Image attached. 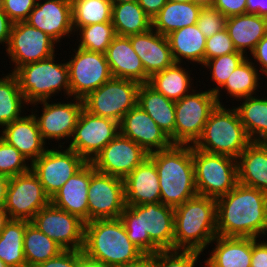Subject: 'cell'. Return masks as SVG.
<instances>
[{"instance_id":"62","label":"cell","mask_w":267,"mask_h":267,"mask_svg":"<svg viewBox=\"0 0 267 267\" xmlns=\"http://www.w3.org/2000/svg\"><path fill=\"white\" fill-rule=\"evenodd\" d=\"M0 267H7V266L0 260Z\"/></svg>"},{"instance_id":"27","label":"cell","mask_w":267,"mask_h":267,"mask_svg":"<svg viewBox=\"0 0 267 267\" xmlns=\"http://www.w3.org/2000/svg\"><path fill=\"white\" fill-rule=\"evenodd\" d=\"M204 267H250L252 238L223 237L217 235L209 244L213 246Z\"/></svg>"},{"instance_id":"4","label":"cell","mask_w":267,"mask_h":267,"mask_svg":"<svg viewBox=\"0 0 267 267\" xmlns=\"http://www.w3.org/2000/svg\"><path fill=\"white\" fill-rule=\"evenodd\" d=\"M217 235L216 199L197 195L174 208V249L203 253Z\"/></svg>"},{"instance_id":"48","label":"cell","mask_w":267,"mask_h":267,"mask_svg":"<svg viewBox=\"0 0 267 267\" xmlns=\"http://www.w3.org/2000/svg\"><path fill=\"white\" fill-rule=\"evenodd\" d=\"M212 6L226 18L247 13L246 0H214Z\"/></svg>"},{"instance_id":"6","label":"cell","mask_w":267,"mask_h":267,"mask_svg":"<svg viewBox=\"0 0 267 267\" xmlns=\"http://www.w3.org/2000/svg\"><path fill=\"white\" fill-rule=\"evenodd\" d=\"M217 105L210 113L202 135L193 145L196 149L237 159L251 143L237 110Z\"/></svg>"},{"instance_id":"51","label":"cell","mask_w":267,"mask_h":267,"mask_svg":"<svg viewBox=\"0 0 267 267\" xmlns=\"http://www.w3.org/2000/svg\"><path fill=\"white\" fill-rule=\"evenodd\" d=\"M263 239V241L261 240ZM250 267H267V241L252 238V257Z\"/></svg>"},{"instance_id":"9","label":"cell","mask_w":267,"mask_h":267,"mask_svg":"<svg viewBox=\"0 0 267 267\" xmlns=\"http://www.w3.org/2000/svg\"><path fill=\"white\" fill-rule=\"evenodd\" d=\"M140 83L112 77L83 100L89 113L120 123L122 117L137 105Z\"/></svg>"},{"instance_id":"36","label":"cell","mask_w":267,"mask_h":267,"mask_svg":"<svg viewBox=\"0 0 267 267\" xmlns=\"http://www.w3.org/2000/svg\"><path fill=\"white\" fill-rule=\"evenodd\" d=\"M112 25L116 35L131 36L149 31L152 28V19L136 2L113 4Z\"/></svg>"},{"instance_id":"45","label":"cell","mask_w":267,"mask_h":267,"mask_svg":"<svg viewBox=\"0 0 267 267\" xmlns=\"http://www.w3.org/2000/svg\"><path fill=\"white\" fill-rule=\"evenodd\" d=\"M227 18L213 6L202 7L200 10L197 25L206 38L221 32L226 27Z\"/></svg>"},{"instance_id":"61","label":"cell","mask_w":267,"mask_h":267,"mask_svg":"<svg viewBox=\"0 0 267 267\" xmlns=\"http://www.w3.org/2000/svg\"><path fill=\"white\" fill-rule=\"evenodd\" d=\"M168 2H185V3H189V2H194V0H167Z\"/></svg>"},{"instance_id":"35","label":"cell","mask_w":267,"mask_h":267,"mask_svg":"<svg viewBox=\"0 0 267 267\" xmlns=\"http://www.w3.org/2000/svg\"><path fill=\"white\" fill-rule=\"evenodd\" d=\"M260 96L239 99L242 103L233 106L251 142H267V97Z\"/></svg>"},{"instance_id":"43","label":"cell","mask_w":267,"mask_h":267,"mask_svg":"<svg viewBox=\"0 0 267 267\" xmlns=\"http://www.w3.org/2000/svg\"><path fill=\"white\" fill-rule=\"evenodd\" d=\"M201 254L203 256L204 253L196 250H159L152 254V267H195L201 263Z\"/></svg>"},{"instance_id":"44","label":"cell","mask_w":267,"mask_h":267,"mask_svg":"<svg viewBox=\"0 0 267 267\" xmlns=\"http://www.w3.org/2000/svg\"><path fill=\"white\" fill-rule=\"evenodd\" d=\"M31 169V163L12 145L0 137V174L9 178Z\"/></svg>"},{"instance_id":"56","label":"cell","mask_w":267,"mask_h":267,"mask_svg":"<svg viewBox=\"0 0 267 267\" xmlns=\"http://www.w3.org/2000/svg\"><path fill=\"white\" fill-rule=\"evenodd\" d=\"M116 267H152V254H143L133 262L122 264Z\"/></svg>"},{"instance_id":"5","label":"cell","mask_w":267,"mask_h":267,"mask_svg":"<svg viewBox=\"0 0 267 267\" xmlns=\"http://www.w3.org/2000/svg\"><path fill=\"white\" fill-rule=\"evenodd\" d=\"M82 251L108 267L133 262L144 254L130 241L120 218L85 223Z\"/></svg>"},{"instance_id":"8","label":"cell","mask_w":267,"mask_h":267,"mask_svg":"<svg viewBox=\"0 0 267 267\" xmlns=\"http://www.w3.org/2000/svg\"><path fill=\"white\" fill-rule=\"evenodd\" d=\"M196 191L200 196L218 199L238 184L237 160L211 154L193 146Z\"/></svg>"},{"instance_id":"11","label":"cell","mask_w":267,"mask_h":267,"mask_svg":"<svg viewBox=\"0 0 267 267\" xmlns=\"http://www.w3.org/2000/svg\"><path fill=\"white\" fill-rule=\"evenodd\" d=\"M69 100L66 103L65 100L60 102L43 100L30 104L31 107L33 106L32 109L34 107L38 109L39 106L37 105H42L40 116L37 109L34 111L30 108L31 111L29 112L36 118L40 134L46 143L48 140L49 145V140L56 141V143L60 141L58 146L64 147L65 143L68 144L72 137L78 117L83 109V100L74 97L73 99L69 97Z\"/></svg>"},{"instance_id":"50","label":"cell","mask_w":267,"mask_h":267,"mask_svg":"<svg viewBox=\"0 0 267 267\" xmlns=\"http://www.w3.org/2000/svg\"><path fill=\"white\" fill-rule=\"evenodd\" d=\"M249 58L256 65L257 69L259 68L260 74L267 78V34L258 42Z\"/></svg>"},{"instance_id":"32","label":"cell","mask_w":267,"mask_h":267,"mask_svg":"<svg viewBox=\"0 0 267 267\" xmlns=\"http://www.w3.org/2000/svg\"><path fill=\"white\" fill-rule=\"evenodd\" d=\"M186 67V63L174 62L163 71L153 74L148 84L169 100L176 102L194 90V77H190V68Z\"/></svg>"},{"instance_id":"15","label":"cell","mask_w":267,"mask_h":267,"mask_svg":"<svg viewBox=\"0 0 267 267\" xmlns=\"http://www.w3.org/2000/svg\"><path fill=\"white\" fill-rule=\"evenodd\" d=\"M57 43L40 29L28 23H13L10 40L5 49L6 57L10 59L14 73L19 67L37 62L56 54ZM14 65V66H13Z\"/></svg>"},{"instance_id":"18","label":"cell","mask_w":267,"mask_h":267,"mask_svg":"<svg viewBox=\"0 0 267 267\" xmlns=\"http://www.w3.org/2000/svg\"><path fill=\"white\" fill-rule=\"evenodd\" d=\"M64 250H82L85 222L51 203L40 209L30 221Z\"/></svg>"},{"instance_id":"33","label":"cell","mask_w":267,"mask_h":267,"mask_svg":"<svg viewBox=\"0 0 267 267\" xmlns=\"http://www.w3.org/2000/svg\"><path fill=\"white\" fill-rule=\"evenodd\" d=\"M260 76L257 67L251 62L249 57H247L236 67L225 84L215 93L218 105H222L223 95L221 93H223V91L228 94L225 96L234 98L231 99L233 101L259 94L257 91L260 92L258 89L262 87L259 85V81L264 79Z\"/></svg>"},{"instance_id":"16","label":"cell","mask_w":267,"mask_h":267,"mask_svg":"<svg viewBox=\"0 0 267 267\" xmlns=\"http://www.w3.org/2000/svg\"><path fill=\"white\" fill-rule=\"evenodd\" d=\"M50 203V197L31 169L10 178L4 205L10 219L31 221L40 209Z\"/></svg>"},{"instance_id":"3","label":"cell","mask_w":267,"mask_h":267,"mask_svg":"<svg viewBox=\"0 0 267 267\" xmlns=\"http://www.w3.org/2000/svg\"><path fill=\"white\" fill-rule=\"evenodd\" d=\"M159 178L164 205L176 208L197 196L193 145L172 144L169 148L149 153Z\"/></svg>"},{"instance_id":"55","label":"cell","mask_w":267,"mask_h":267,"mask_svg":"<svg viewBox=\"0 0 267 267\" xmlns=\"http://www.w3.org/2000/svg\"><path fill=\"white\" fill-rule=\"evenodd\" d=\"M77 267H108L99 260L90 258L82 250H77Z\"/></svg>"},{"instance_id":"60","label":"cell","mask_w":267,"mask_h":267,"mask_svg":"<svg viewBox=\"0 0 267 267\" xmlns=\"http://www.w3.org/2000/svg\"><path fill=\"white\" fill-rule=\"evenodd\" d=\"M112 5L113 4H121V3H126V2H136L138 0H110Z\"/></svg>"},{"instance_id":"37","label":"cell","mask_w":267,"mask_h":267,"mask_svg":"<svg viewBox=\"0 0 267 267\" xmlns=\"http://www.w3.org/2000/svg\"><path fill=\"white\" fill-rule=\"evenodd\" d=\"M30 221L10 219L0 233V260L7 267H27L23 239Z\"/></svg>"},{"instance_id":"31","label":"cell","mask_w":267,"mask_h":267,"mask_svg":"<svg viewBox=\"0 0 267 267\" xmlns=\"http://www.w3.org/2000/svg\"><path fill=\"white\" fill-rule=\"evenodd\" d=\"M137 104L156 122L174 144L175 102L148 83L140 84Z\"/></svg>"},{"instance_id":"49","label":"cell","mask_w":267,"mask_h":267,"mask_svg":"<svg viewBox=\"0 0 267 267\" xmlns=\"http://www.w3.org/2000/svg\"><path fill=\"white\" fill-rule=\"evenodd\" d=\"M36 267H77V250H63Z\"/></svg>"},{"instance_id":"1","label":"cell","mask_w":267,"mask_h":267,"mask_svg":"<svg viewBox=\"0 0 267 267\" xmlns=\"http://www.w3.org/2000/svg\"><path fill=\"white\" fill-rule=\"evenodd\" d=\"M217 234L223 237L265 238L267 194L238 183L216 199Z\"/></svg>"},{"instance_id":"58","label":"cell","mask_w":267,"mask_h":267,"mask_svg":"<svg viewBox=\"0 0 267 267\" xmlns=\"http://www.w3.org/2000/svg\"><path fill=\"white\" fill-rule=\"evenodd\" d=\"M10 221L8 212L4 207H0V233L5 228V225Z\"/></svg>"},{"instance_id":"57","label":"cell","mask_w":267,"mask_h":267,"mask_svg":"<svg viewBox=\"0 0 267 267\" xmlns=\"http://www.w3.org/2000/svg\"><path fill=\"white\" fill-rule=\"evenodd\" d=\"M10 178L0 174V207H4Z\"/></svg>"},{"instance_id":"30","label":"cell","mask_w":267,"mask_h":267,"mask_svg":"<svg viewBox=\"0 0 267 267\" xmlns=\"http://www.w3.org/2000/svg\"><path fill=\"white\" fill-rule=\"evenodd\" d=\"M175 63L203 65L205 63L206 37L197 24L185 26L167 35ZM186 62H185V61Z\"/></svg>"},{"instance_id":"26","label":"cell","mask_w":267,"mask_h":267,"mask_svg":"<svg viewBox=\"0 0 267 267\" xmlns=\"http://www.w3.org/2000/svg\"><path fill=\"white\" fill-rule=\"evenodd\" d=\"M106 60L112 77L130 79L140 84L148 83L141 59L135 53L129 37L116 35L108 46Z\"/></svg>"},{"instance_id":"10","label":"cell","mask_w":267,"mask_h":267,"mask_svg":"<svg viewBox=\"0 0 267 267\" xmlns=\"http://www.w3.org/2000/svg\"><path fill=\"white\" fill-rule=\"evenodd\" d=\"M217 105L214 93L206 89L198 91L197 88L176 101L174 144L194 145Z\"/></svg>"},{"instance_id":"12","label":"cell","mask_w":267,"mask_h":267,"mask_svg":"<svg viewBox=\"0 0 267 267\" xmlns=\"http://www.w3.org/2000/svg\"><path fill=\"white\" fill-rule=\"evenodd\" d=\"M72 57L67 61L71 97L84 99L112 78L109 64L103 53L81 48L72 49Z\"/></svg>"},{"instance_id":"2","label":"cell","mask_w":267,"mask_h":267,"mask_svg":"<svg viewBox=\"0 0 267 267\" xmlns=\"http://www.w3.org/2000/svg\"><path fill=\"white\" fill-rule=\"evenodd\" d=\"M130 241L144 254L174 249V208L161 202L126 205L120 215Z\"/></svg>"},{"instance_id":"41","label":"cell","mask_w":267,"mask_h":267,"mask_svg":"<svg viewBox=\"0 0 267 267\" xmlns=\"http://www.w3.org/2000/svg\"><path fill=\"white\" fill-rule=\"evenodd\" d=\"M76 32V40L79 42L78 45H76L77 47L103 54L106 53L108 46L116 36L112 22L90 24L78 28L75 33Z\"/></svg>"},{"instance_id":"7","label":"cell","mask_w":267,"mask_h":267,"mask_svg":"<svg viewBox=\"0 0 267 267\" xmlns=\"http://www.w3.org/2000/svg\"><path fill=\"white\" fill-rule=\"evenodd\" d=\"M51 57L25 64L19 67L14 74L17 76L20 90L30 105L43 100L55 98L62 91L66 101L71 97L69 83V69L67 60ZM58 61V63H57ZM52 96V97H51ZM68 96V97H66Z\"/></svg>"},{"instance_id":"22","label":"cell","mask_w":267,"mask_h":267,"mask_svg":"<svg viewBox=\"0 0 267 267\" xmlns=\"http://www.w3.org/2000/svg\"><path fill=\"white\" fill-rule=\"evenodd\" d=\"M95 171L93 164L87 162L55 193L51 204L87 223L89 182Z\"/></svg>"},{"instance_id":"53","label":"cell","mask_w":267,"mask_h":267,"mask_svg":"<svg viewBox=\"0 0 267 267\" xmlns=\"http://www.w3.org/2000/svg\"><path fill=\"white\" fill-rule=\"evenodd\" d=\"M166 2L167 0H138V4L151 19L159 13Z\"/></svg>"},{"instance_id":"34","label":"cell","mask_w":267,"mask_h":267,"mask_svg":"<svg viewBox=\"0 0 267 267\" xmlns=\"http://www.w3.org/2000/svg\"><path fill=\"white\" fill-rule=\"evenodd\" d=\"M202 6L195 2H166L159 13L152 19V28L167 36L185 26L197 24Z\"/></svg>"},{"instance_id":"54","label":"cell","mask_w":267,"mask_h":267,"mask_svg":"<svg viewBox=\"0 0 267 267\" xmlns=\"http://www.w3.org/2000/svg\"><path fill=\"white\" fill-rule=\"evenodd\" d=\"M247 14H257L267 18V0H246Z\"/></svg>"},{"instance_id":"39","label":"cell","mask_w":267,"mask_h":267,"mask_svg":"<svg viewBox=\"0 0 267 267\" xmlns=\"http://www.w3.org/2000/svg\"><path fill=\"white\" fill-rule=\"evenodd\" d=\"M23 248L27 267H36L64 250L31 222L26 225Z\"/></svg>"},{"instance_id":"14","label":"cell","mask_w":267,"mask_h":267,"mask_svg":"<svg viewBox=\"0 0 267 267\" xmlns=\"http://www.w3.org/2000/svg\"><path fill=\"white\" fill-rule=\"evenodd\" d=\"M118 133V122L93 115L83 108L67 148L74 150L87 162H92Z\"/></svg>"},{"instance_id":"47","label":"cell","mask_w":267,"mask_h":267,"mask_svg":"<svg viewBox=\"0 0 267 267\" xmlns=\"http://www.w3.org/2000/svg\"><path fill=\"white\" fill-rule=\"evenodd\" d=\"M2 9L13 23L24 22L34 9L37 0H1Z\"/></svg>"},{"instance_id":"21","label":"cell","mask_w":267,"mask_h":267,"mask_svg":"<svg viewBox=\"0 0 267 267\" xmlns=\"http://www.w3.org/2000/svg\"><path fill=\"white\" fill-rule=\"evenodd\" d=\"M119 133L148 153L167 149L172 145L170 138L138 104L122 117Z\"/></svg>"},{"instance_id":"23","label":"cell","mask_w":267,"mask_h":267,"mask_svg":"<svg viewBox=\"0 0 267 267\" xmlns=\"http://www.w3.org/2000/svg\"><path fill=\"white\" fill-rule=\"evenodd\" d=\"M0 137L14 146L31 164L50 146L43 140L34 115H23L0 129Z\"/></svg>"},{"instance_id":"25","label":"cell","mask_w":267,"mask_h":267,"mask_svg":"<svg viewBox=\"0 0 267 267\" xmlns=\"http://www.w3.org/2000/svg\"><path fill=\"white\" fill-rule=\"evenodd\" d=\"M126 205L160 202L158 173L154 162L147 157L124 179Z\"/></svg>"},{"instance_id":"40","label":"cell","mask_w":267,"mask_h":267,"mask_svg":"<svg viewBox=\"0 0 267 267\" xmlns=\"http://www.w3.org/2000/svg\"><path fill=\"white\" fill-rule=\"evenodd\" d=\"M71 4L74 32L80 27L112 20L110 0H71Z\"/></svg>"},{"instance_id":"19","label":"cell","mask_w":267,"mask_h":267,"mask_svg":"<svg viewBox=\"0 0 267 267\" xmlns=\"http://www.w3.org/2000/svg\"><path fill=\"white\" fill-rule=\"evenodd\" d=\"M149 153L120 133L91 162L96 171L124 179Z\"/></svg>"},{"instance_id":"59","label":"cell","mask_w":267,"mask_h":267,"mask_svg":"<svg viewBox=\"0 0 267 267\" xmlns=\"http://www.w3.org/2000/svg\"><path fill=\"white\" fill-rule=\"evenodd\" d=\"M196 4L201 5L202 7L206 6H212L214 3V0H194Z\"/></svg>"},{"instance_id":"38","label":"cell","mask_w":267,"mask_h":267,"mask_svg":"<svg viewBox=\"0 0 267 267\" xmlns=\"http://www.w3.org/2000/svg\"><path fill=\"white\" fill-rule=\"evenodd\" d=\"M0 77V128L22 118L24 109H28L19 86L17 76L14 73L2 74ZM27 105V106H26ZM25 107V108H24Z\"/></svg>"},{"instance_id":"52","label":"cell","mask_w":267,"mask_h":267,"mask_svg":"<svg viewBox=\"0 0 267 267\" xmlns=\"http://www.w3.org/2000/svg\"><path fill=\"white\" fill-rule=\"evenodd\" d=\"M12 26H13V22L1 8L0 9V44L3 46V48L5 46V49L7 48L9 40H10Z\"/></svg>"},{"instance_id":"13","label":"cell","mask_w":267,"mask_h":267,"mask_svg":"<svg viewBox=\"0 0 267 267\" xmlns=\"http://www.w3.org/2000/svg\"><path fill=\"white\" fill-rule=\"evenodd\" d=\"M64 149V150H63ZM87 161L74 150L63 146L48 148L32 164L31 170L37 175L50 199L79 171Z\"/></svg>"},{"instance_id":"20","label":"cell","mask_w":267,"mask_h":267,"mask_svg":"<svg viewBox=\"0 0 267 267\" xmlns=\"http://www.w3.org/2000/svg\"><path fill=\"white\" fill-rule=\"evenodd\" d=\"M25 22L46 33L58 45L67 36H75L71 0H37Z\"/></svg>"},{"instance_id":"24","label":"cell","mask_w":267,"mask_h":267,"mask_svg":"<svg viewBox=\"0 0 267 267\" xmlns=\"http://www.w3.org/2000/svg\"><path fill=\"white\" fill-rule=\"evenodd\" d=\"M128 37L149 77L174 63L167 36L158 33L153 28L145 33Z\"/></svg>"},{"instance_id":"28","label":"cell","mask_w":267,"mask_h":267,"mask_svg":"<svg viewBox=\"0 0 267 267\" xmlns=\"http://www.w3.org/2000/svg\"><path fill=\"white\" fill-rule=\"evenodd\" d=\"M225 29L236 50L248 57L267 34V18L247 13L232 16L227 18Z\"/></svg>"},{"instance_id":"17","label":"cell","mask_w":267,"mask_h":267,"mask_svg":"<svg viewBox=\"0 0 267 267\" xmlns=\"http://www.w3.org/2000/svg\"><path fill=\"white\" fill-rule=\"evenodd\" d=\"M125 208L123 179L95 171L88 189V222L120 218Z\"/></svg>"},{"instance_id":"42","label":"cell","mask_w":267,"mask_h":267,"mask_svg":"<svg viewBox=\"0 0 267 267\" xmlns=\"http://www.w3.org/2000/svg\"><path fill=\"white\" fill-rule=\"evenodd\" d=\"M247 57L241 52H234L222 56L214 57L210 60H207L201 67L203 69L207 68L208 72L210 71V81L214 82L212 88H208L211 93H216L229 78L231 73L236 69V67L242 63Z\"/></svg>"},{"instance_id":"46","label":"cell","mask_w":267,"mask_h":267,"mask_svg":"<svg viewBox=\"0 0 267 267\" xmlns=\"http://www.w3.org/2000/svg\"><path fill=\"white\" fill-rule=\"evenodd\" d=\"M237 52L226 29L206 38L205 62L217 56Z\"/></svg>"},{"instance_id":"29","label":"cell","mask_w":267,"mask_h":267,"mask_svg":"<svg viewBox=\"0 0 267 267\" xmlns=\"http://www.w3.org/2000/svg\"><path fill=\"white\" fill-rule=\"evenodd\" d=\"M236 160L238 183L267 194V142H251Z\"/></svg>"}]
</instances>
